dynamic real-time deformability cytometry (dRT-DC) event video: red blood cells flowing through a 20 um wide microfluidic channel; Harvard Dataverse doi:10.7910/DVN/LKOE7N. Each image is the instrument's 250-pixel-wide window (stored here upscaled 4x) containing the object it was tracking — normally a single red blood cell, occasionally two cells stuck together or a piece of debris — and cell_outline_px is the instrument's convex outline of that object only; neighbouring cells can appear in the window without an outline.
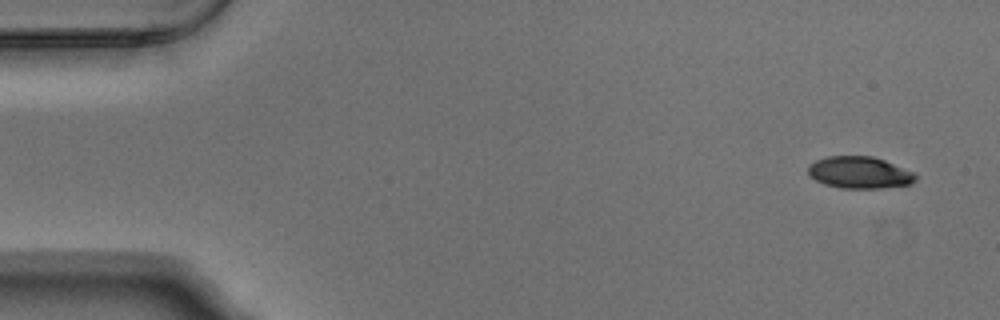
{"species": "Egyptian fruit bat (a non-hibernating species)", "species_latin": "Rousettus aegyptiacus", "temperature_condition": "warm", "stored_images_in_passage": 5, "segment_of_instrument_passage": [2, 2], "camera_frame_rate_fps": 3000, "um_per_image_px": 0.085, "animal": {"sex": "male"}, "frame": {"image": 1, "passage_image": 5, "time_ms": 1.333, "image_size_px": [1000, 320], "cell_outline_px": [[916, 180], [908, 184], [880, 188], [840, 188], [824, 184], [816, 180], [808, 172], [808, 164], [816, 160], [828, 156], [872, 156], [884, 160], [916, 172]], "centroid_in_image_um": [73.06, 14.66], "position_along_channel_um": 11.9, "area_um2": 19.94}}